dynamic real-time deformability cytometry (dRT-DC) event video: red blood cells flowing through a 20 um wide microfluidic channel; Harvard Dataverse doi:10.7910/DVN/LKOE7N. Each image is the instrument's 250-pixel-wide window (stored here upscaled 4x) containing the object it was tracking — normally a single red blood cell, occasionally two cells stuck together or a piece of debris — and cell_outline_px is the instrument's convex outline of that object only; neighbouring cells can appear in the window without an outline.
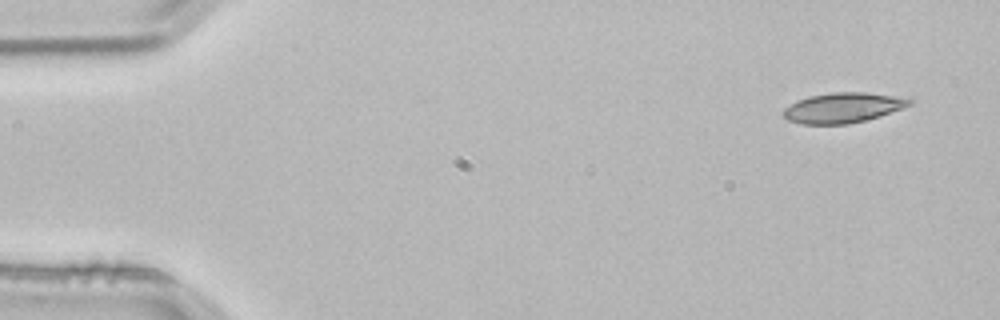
{"species": "common noctule bat (a hibernating species)", "species_latin": "Nyctalus noctula", "temperature_condition": "room temperature", "stored_images_in_passage": 4, "segment_of_instrument_passage": [1, 2], "camera_frame_rate_fps": 3000, "um_per_image_px": 0.085, "animal": {"sex": "male", "body_mass_g": 21.5, "forearm_length_mm": 52.0}, "frame": {"image": 1, "passage_image": 1, "time_ms": 0.0, "image_size_px": [1000, 320], "cell_outline_px": [[916, 100], [912, 104], [880, 116], [868, 120], [848, 124], [800, 124], [788, 120], [784, 116], [784, 108], [796, 100], [808, 96], [832, 92], [868, 92]], "centroid_in_image_um": [71.63, 9.16], "position_along_channel_um": 13.4, "area_um2": 22.2}}
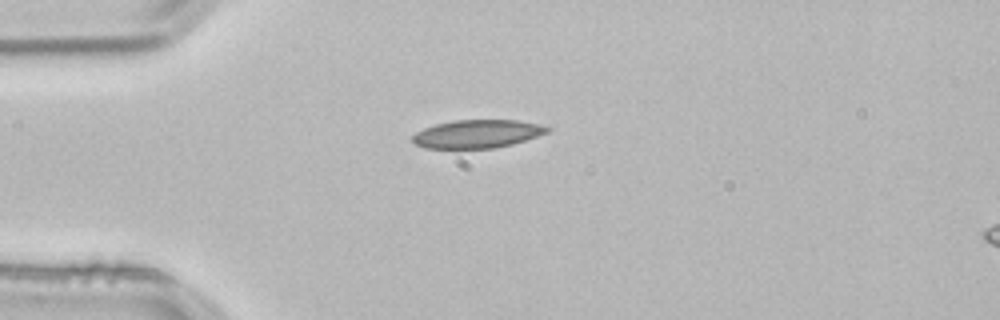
{"frame": {"image": 2, "passage_image": 3, "time_ms": 0.667, "image_size_px": [1000, 320], "cell_outline_px": [[552, 128], [548, 132], [512, 144], [496, 148], [424, 148], [416, 144], [412, 140], [412, 136], [416, 132], [424, 128], [436, 124], [456, 120], [516, 120], [536, 124]], "centroid_in_image_um": [40.54, 11.38], "position_along_channel_um": 44.5, "area_um2": 21.91}}